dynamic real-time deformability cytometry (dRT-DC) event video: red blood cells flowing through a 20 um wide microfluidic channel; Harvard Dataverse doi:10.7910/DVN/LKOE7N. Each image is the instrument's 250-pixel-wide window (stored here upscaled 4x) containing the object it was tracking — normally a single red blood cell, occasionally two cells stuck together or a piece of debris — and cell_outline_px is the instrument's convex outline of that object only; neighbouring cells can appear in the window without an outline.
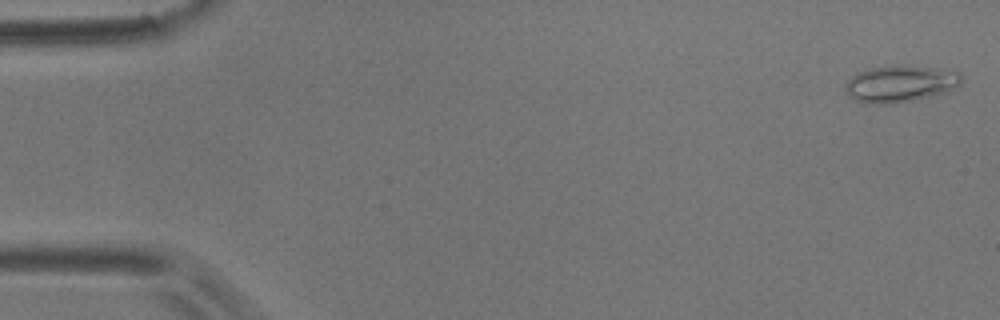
{"species": "common noctule bat (a hibernating species)", "species_latin": "Nyctalus noctula", "temperature_condition": "room temperature", "stored_images_in_passage": 5, "camera_frame_rate_fps": 3000, "um_per_image_px": 0.085, "animal": {"sex": "male", "body_mass_g": 17.9}, "frame": {"image": 1, "passage_image": 1, "time_ms": 0.0, "image_size_px": [1000, 320], "cell_outline_px": [[964, 76], [960, 84], [956, 88], [948, 92], [932, 96], [912, 100], [888, 104], [872, 104], [856, 100], [848, 96], [844, 88], [848, 80], [852, 76], [868, 68], [896, 64], [936, 68], [960, 72]], "centroid_in_image_um": [76.55, 7.11], "position_along_channel_um": 8.4, "area_um2": 25.14}}